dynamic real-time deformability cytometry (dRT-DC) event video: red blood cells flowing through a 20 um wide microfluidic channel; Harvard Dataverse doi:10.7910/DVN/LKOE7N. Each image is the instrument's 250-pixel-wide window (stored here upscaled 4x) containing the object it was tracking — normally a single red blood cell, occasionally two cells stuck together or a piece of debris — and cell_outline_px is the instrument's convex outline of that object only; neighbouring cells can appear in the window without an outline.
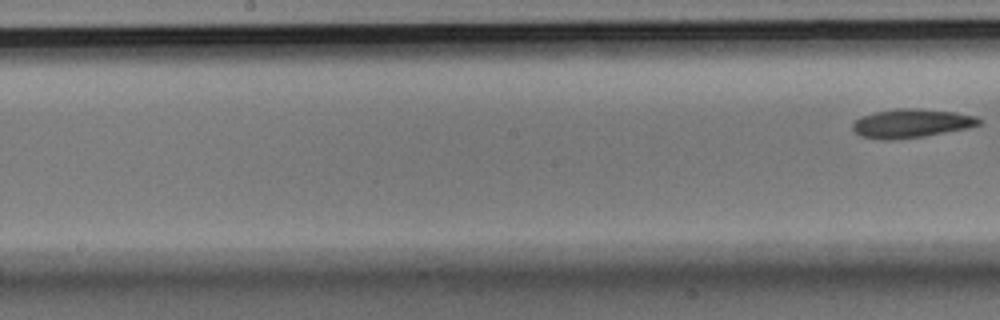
{"species": "Egyptian fruit bat (a non-hibernating species)", "species_latin": "Rousettus aegyptiacus", "temperature_condition": "room temperature", "stored_images_in_passage": 9, "segment_of_instrument_passage": [2, 2], "camera_frame_rate_fps": 3000, "um_per_image_px": 0.085, "animal": {"sex": "male"}, "frame": {"image": 1, "passage_image": 9, "time_ms": 2.667, "image_size_px": [1000, 320], "cell_outline_px": [[980, 124], [968, 128], [924, 136], [892, 140], [884, 140], [860, 136], [852, 132], [852, 124], [860, 116], [876, 112], [896, 108], [916, 108], [956, 112], [976, 116], [980, 120]], "centroid_in_image_um": [77.42, 10.48], "position_along_channel_um": 170.8, "area_um2": 21.27}}